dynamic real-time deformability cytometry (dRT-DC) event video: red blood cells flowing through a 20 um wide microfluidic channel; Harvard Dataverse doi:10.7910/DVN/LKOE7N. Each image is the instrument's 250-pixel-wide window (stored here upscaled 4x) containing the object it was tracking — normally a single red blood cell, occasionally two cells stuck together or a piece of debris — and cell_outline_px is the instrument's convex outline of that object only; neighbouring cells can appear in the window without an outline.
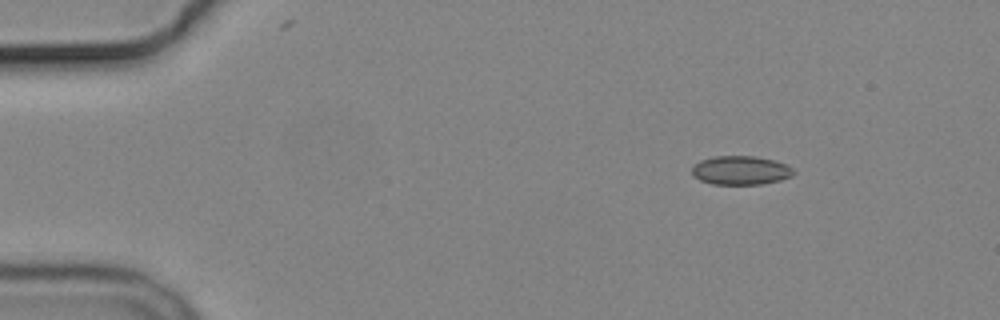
{"species": "common noctule bat (a hibernating species)", "species_latin": "Nyctalus noctula", "temperature_condition": "cold", "stored_images_in_passage": 10, "camera_frame_rate_fps": 3000, "um_per_image_px": 0.085, "animal": {"sex": "male", "body_mass_g": 19.2, "forearm_length_mm": 51.8}, "frame": {"image": 1, "passage_image": 2, "time_ms": 2.333, "image_size_px": [1000, 320], "cell_outline_px": [[796, 172], [792, 176], [780, 180], [760, 184], [712, 184], [700, 180], [692, 176], [692, 168], [700, 160], [712, 156], [756, 156], [772, 160], [784, 164], [792, 168]], "centroid_in_image_um": [62.94, 14.48], "position_along_channel_um": 22.1, "area_um2": 17.05}}
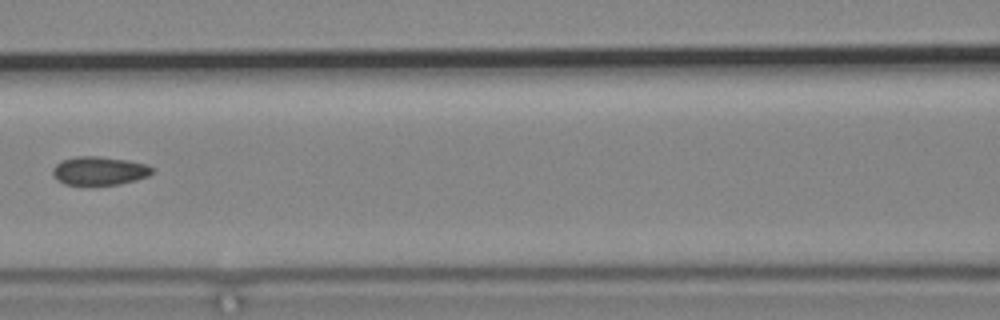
{"frame": {"image": 2, "passage_image": 7, "time_ms": 8.333, "image_size_px": [1000, 320], "cell_outline_px": [[152, 172], [148, 176], [136, 180], [120, 184], [64, 184], [52, 172], [52, 168], [60, 160], [76, 156], [100, 156], [128, 160], [148, 164], [152, 168]], "centroid_in_image_um": [8.46, 14.49], "position_along_channel_um": 158.1, "area_um2": 16.42}}
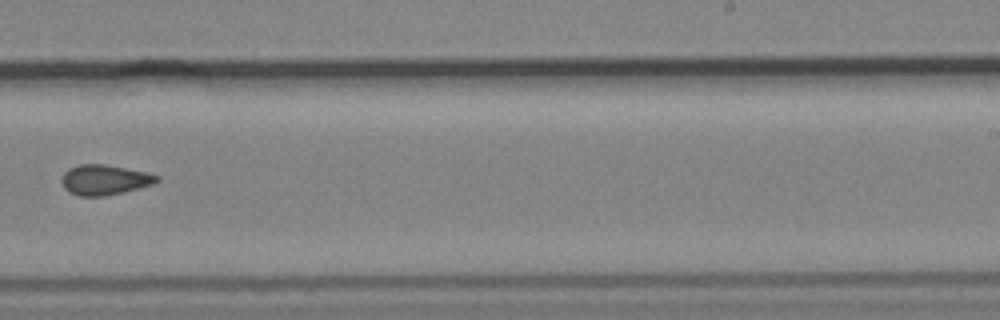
{"frame": {"image": 3, "passage_image": 10, "time_ms": 11.667, "image_size_px": [1000, 320], "cell_outline_px": [[160, 180], [152, 184], [124, 192], [104, 196], [80, 196], [68, 192], [64, 188], [60, 180], [64, 172], [68, 168], [80, 164], [104, 164], [148, 172], [160, 176]], "centroid_in_image_um": [8.87, 15.28], "position_along_channel_um": 280.1, "area_um2": 16.88}}